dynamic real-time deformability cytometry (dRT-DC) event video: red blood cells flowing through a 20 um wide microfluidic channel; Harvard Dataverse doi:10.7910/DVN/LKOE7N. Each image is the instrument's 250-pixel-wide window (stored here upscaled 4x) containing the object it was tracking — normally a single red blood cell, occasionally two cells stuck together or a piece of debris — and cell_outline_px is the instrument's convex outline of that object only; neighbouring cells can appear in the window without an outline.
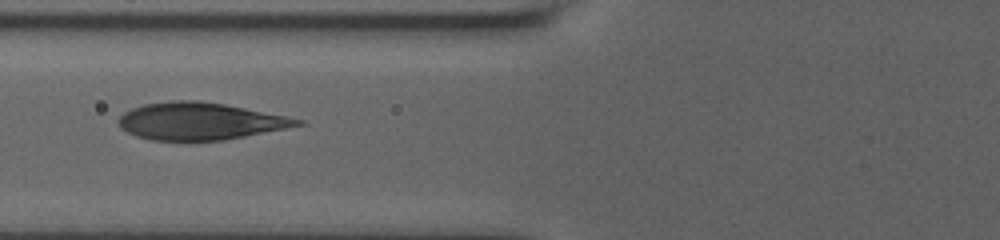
{"species": "human", "species_latin": "Homo sapiens", "temperature_condition": "room temperature", "stored_images_in_passage": 5, "camera_frame_rate_fps": 3000, "um_per_image_px": 0.085, "donor": {"sex": "male"}, "frame": {"image": 1, "passage_image": 2, "time_ms": 1.0, "image_size_px": [1000, 240], "cell_outline_px": [[304, 124], [224, 140], [152, 140], [136, 136], [120, 128], [116, 120], [124, 112], [132, 108], [144, 104], [172, 100], [200, 100], [224, 104], [304, 120]], "centroid_in_image_um": [16.91, 10.29], "position_along_channel_um": 108.9, "area_um2": 38.38}}
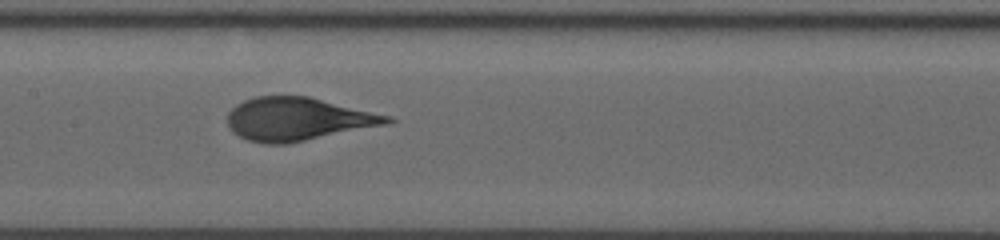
{"frame": {"image": 2, "passage_image": 4, "time_ms": 3.0, "image_size_px": [1000, 240], "cell_outline_px": [[396, 120], [388, 124], [288, 144], [264, 144], [248, 140], [232, 132], [228, 128], [228, 112], [236, 104], [244, 100], [256, 96], [308, 96], [392, 116]], "centroid_in_image_um": [25.31, 10.13], "position_along_channel_um": 182.1, "area_um2": 40.29}}
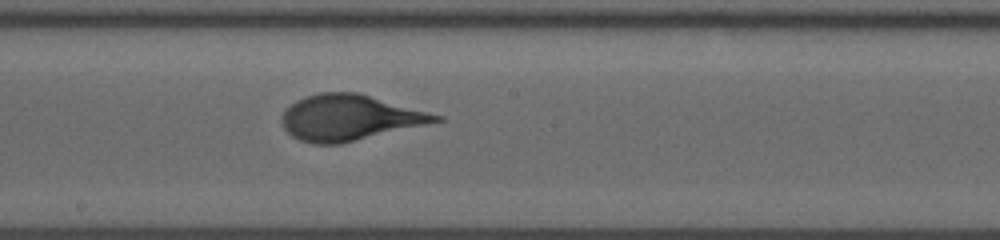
{"frame": {"image": 3, "passage_image": 5, "time_ms": 4.0, "image_size_px": [1000, 240], "cell_outline_px": [[444, 120], [340, 144], [312, 144], [300, 140], [292, 136], [284, 128], [284, 112], [296, 100], [320, 92], [356, 92], [444, 116]], "centroid_in_image_um": [29.73, 10.0], "position_along_channel_um": 218.5, "area_um2": 40.34}}